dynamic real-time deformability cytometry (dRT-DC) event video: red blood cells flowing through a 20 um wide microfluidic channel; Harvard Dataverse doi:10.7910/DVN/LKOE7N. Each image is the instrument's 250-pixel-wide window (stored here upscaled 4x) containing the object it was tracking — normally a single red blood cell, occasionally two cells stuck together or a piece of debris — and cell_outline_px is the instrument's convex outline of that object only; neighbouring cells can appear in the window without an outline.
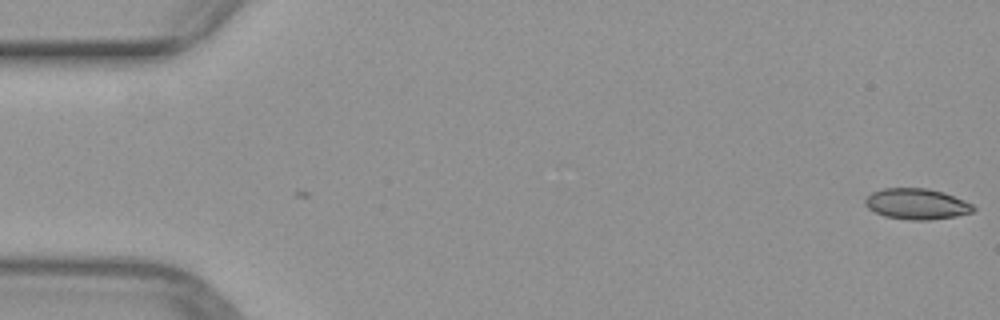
{"species": "common noctule bat (a hibernating species)", "species_latin": "Nyctalus noctula", "temperature_condition": "warm", "stored_images_in_passage": 2, "camera_frame_rate_fps": 3000, "um_per_image_px": 0.085, "animal": {"sex": "female", "body_mass_g": 29.2, "forearm_length_mm": 56.3}, "frame": {"image": 1, "passage_image": 2, "time_ms": 0.333, "image_size_px": [1000, 320], "cell_outline_px": [[976, 208], [972, 212], [956, 216], [928, 220], [908, 220], [884, 216], [868, 208], [864, 204], [864, 200], [872, 192], [884, 188], [928, 188], [944, 192], [964, 200], [972, 204]], "centroid_in_image_um": [77.92, 17.33], "position_along_channel_um": 7.1, "area_um2": 19.48}}